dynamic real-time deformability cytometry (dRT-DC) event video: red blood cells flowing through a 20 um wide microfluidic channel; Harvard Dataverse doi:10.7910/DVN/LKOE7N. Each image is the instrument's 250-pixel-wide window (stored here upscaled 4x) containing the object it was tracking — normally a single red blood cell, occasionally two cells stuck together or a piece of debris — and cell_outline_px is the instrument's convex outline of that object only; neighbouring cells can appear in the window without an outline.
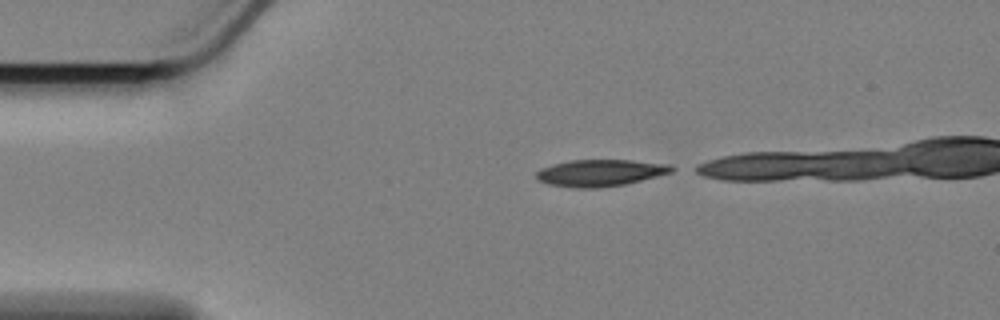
{"species": "Egyptian fruit bat (a non-hibernating species)", "species_latin": "Rousettus aegyptiacus", "temperature_condition": "cold", "stored_images_in_passage": 11, "camera_frame_rate_fps": 3000, "um_per_image_px": 0.085, "animal": {"sex": "female"}, "frame": {"image": 1, "passage_image": 1, "time_ms": 0.0, "image_size_px": [1000, 320], "cell_outline_px": [[680, 168], [672, 172], [624, 184], [600, 188], [576, 188], [548, 184], [536, 180], [536, 172], [540, 168], [552, 164], [572, 160], [632, 160], [672, 164]], "centroid_in_image_um": [51.04, 14.68], "position_along_channel_um": 34.0, "area_um2": 21.33}}
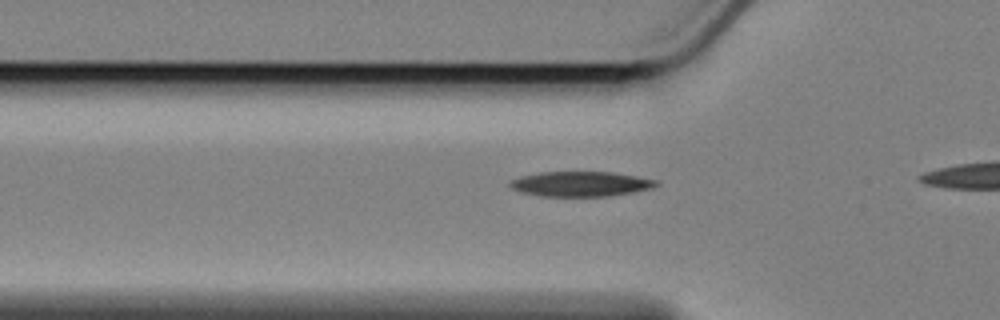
{"frame": {"image": 2, "passage_image": 8, "time_ms": 2.333, "image_size_px": [1000, 320], "cell_outline_px": [[660, 184], [652, 188], [612, 196], [540, 196], [520, 192], [512, 188], [508, 184], [512, 180], [520, 176], [540, 172], [612, 172], [636, 176], [656, 180]], "centroid_in_image_um": [49.35, 15.63], "position_along_channel_um": 76.5, "area_um2": 21.27}}